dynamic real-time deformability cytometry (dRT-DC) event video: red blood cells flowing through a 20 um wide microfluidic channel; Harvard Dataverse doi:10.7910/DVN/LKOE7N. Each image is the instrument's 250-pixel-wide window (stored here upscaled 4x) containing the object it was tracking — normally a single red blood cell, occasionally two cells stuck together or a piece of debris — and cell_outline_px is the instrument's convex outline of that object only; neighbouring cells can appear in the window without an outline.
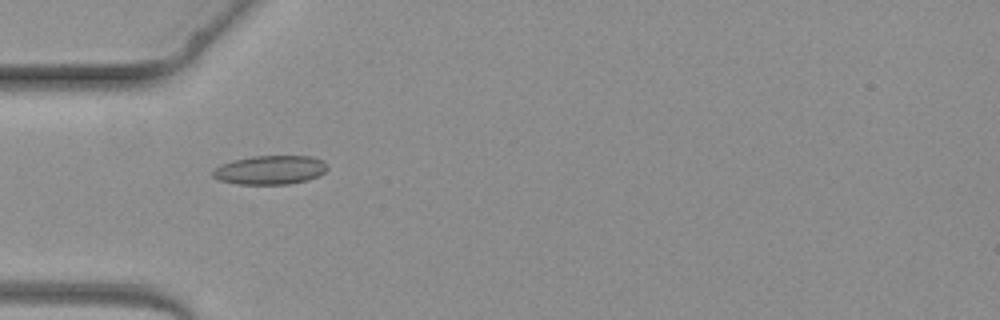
{"species": "common noctule bat (a hibernating species)", "species_latin": "Nyctalus noctula", "temperature_condition": "warm", "stored_images_in_passage": 2, "camera_frame_rate_fps": 3000, "um_per_image_px": 0.085, "animal": {"sex": "female", "body_mass_g": 19.3, "forearm_length_mm": 54.1}, "frame": {"image": 1, "passage_image": 1, "time_ms": 0.0, "image_size_px": [1000, 320], "cell_outline_px": [[328, 168], [324, 172], [308, 180], [288, 184], [236, 184], [220, 180], [212, 176], [212, 168], [220, 164], [232, 160], [252, 156], [312, 156], [324, 160], [328, 164]], "centroid_in_image_um": [22.95, 14.43], "position_along_channel_um": 62.1, "area_um2": 19.54}}
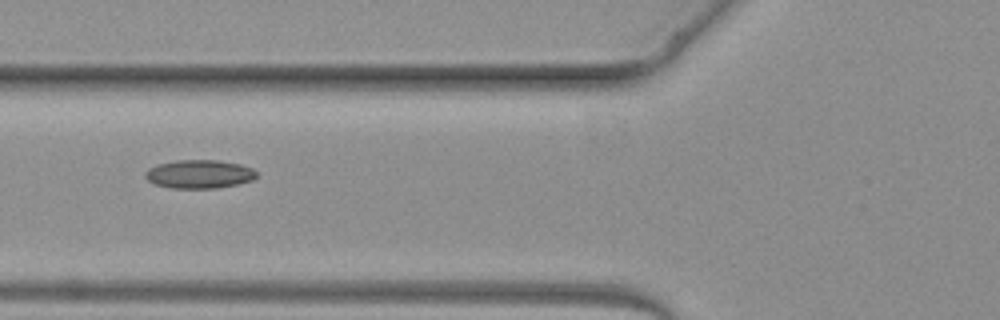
{"frame": {"image": 2, "passage_image": 2, "time_ms": 1.0, "image_size_px": [1000, 320], "cell_outline_px": [[256, 176], [252, 180], [236, 184], [216, 188], [172, 188], [156, 184], [148, 180], [144, 176], [144, 172], [148, 168], [160, 164], [176, 160], [216, 160], [240, 164], [252, 168], [256, 172]], "centroid_in_image_um": [16.92, 14.79], "position_along_channel_um": 108.9, "area_um2": 18.32}}